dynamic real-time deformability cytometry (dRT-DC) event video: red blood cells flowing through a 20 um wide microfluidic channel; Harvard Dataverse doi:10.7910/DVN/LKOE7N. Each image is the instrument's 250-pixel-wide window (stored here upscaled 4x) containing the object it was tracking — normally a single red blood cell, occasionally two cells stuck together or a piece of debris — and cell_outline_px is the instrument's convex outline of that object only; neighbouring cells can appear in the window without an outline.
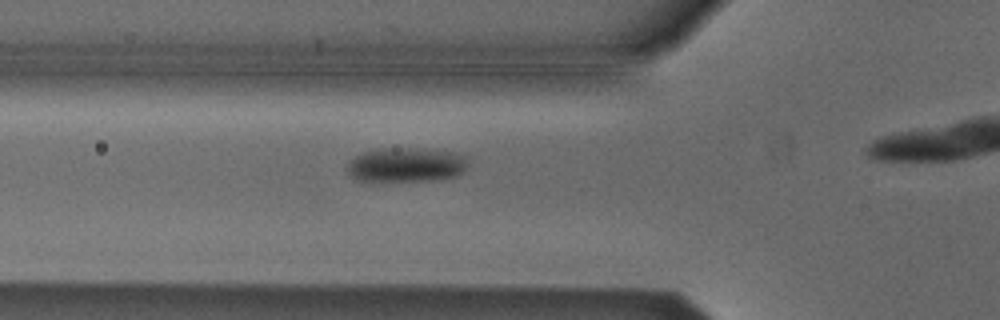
{"species": "Egyptian fruit bat (a non-hibernating species)", "species_latin": "Rousettus aegyptiacus", "temperature_condition": "cold", "stored_images_in_passage": 10, "camera_frame_rate_fps": 3000, "um_per_image_px": 0.085, "animal": {"sex": "male"}, "frame": {"image": 1, "passage_image": 2, "time_ms": 0.333, "image_size_px": [1000, 320], "cell_outline_px": [[468, 164], [464, 172], [456, 176], [436, 180], [356, 180], [348, 172], [348, 164], [356, 156], [364, 152], [380, 148], [408, 148], [452, 152], [468, 156]], "centroid_in_image_um": [34.58, 14.0], "position_along_channel_um": 91.2, "area_um2": 23.93}}
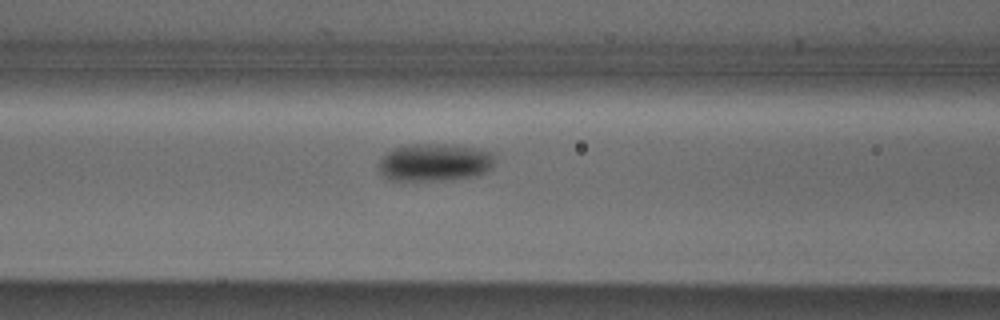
{"frame": {"image": 2, "passage_image": 5, "time_ms": 1.333, "image_size_px": [1000, 320], "cell_outline_px": [[496, 156], [492, 164], [484, 172], [472, 176], [404, 184], [388, 180], [380, 172], [380, 160], [388, 152], [396, 148], [408, 144], [444, 144], [476, 148], [492, 152]], "centroid_in_image_um": [36.87, 13.84], "position_along_channel_um": 129.7, "area_um2": 25.72}}
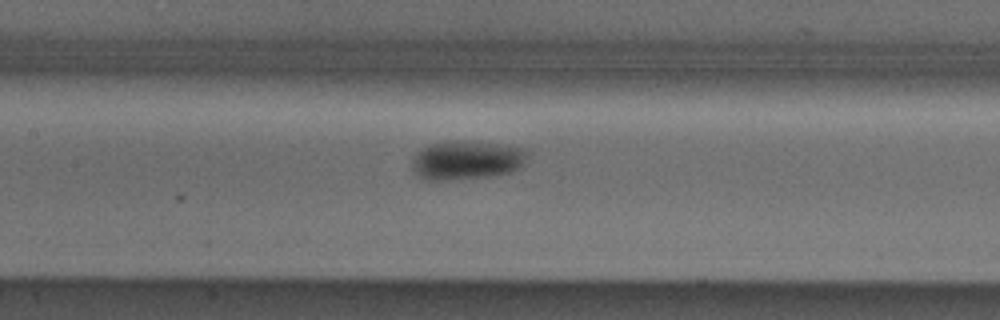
{"frame": {"image": 3, "passage_image": 8, "time_ms": 2.333, "image_size_px": [1000, 320], "cell_outline_px": [[528, 152], [524, 164], [520, 168], [508, 172], [488, 176], [456, 180], [424, 180], [412, 168], [412, 160], [416, 152], [428, 144], [452, 140], [460, 140], [496, 144], [524, 148]], "centroid_in_image_um": [39.63, 13.61], "position_along_channel_um": 167.8, "area_um2": 26.24}}